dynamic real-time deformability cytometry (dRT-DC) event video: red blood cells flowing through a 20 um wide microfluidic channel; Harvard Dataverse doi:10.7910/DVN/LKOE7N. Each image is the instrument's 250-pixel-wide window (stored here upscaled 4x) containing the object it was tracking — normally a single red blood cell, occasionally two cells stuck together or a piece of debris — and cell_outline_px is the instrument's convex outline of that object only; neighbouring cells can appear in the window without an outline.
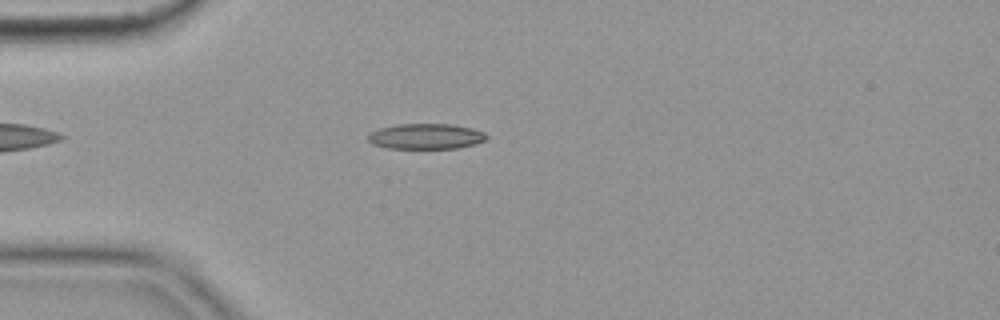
{"species": "common noctule bat (a hibernating species)", "species_latin": "Nyctalus noctula", "temperature_condition": "cold", "stored_images_in_passage": 43, "camera_frame_rate_fps": 3000, "um_per_image_px": 0.085, "animal": {"sex": "female", "body_mass_g": 19.9}, "frame": {"image": 1, "passage_image": 3, "time_ms": 0.667, "image_size_px": [1000, 320], "cell_outline_px": [[488, 140], [476, 144], [456, 148], [388, 148], [372, 144], [368, 140], [368, 132], [380, 128], [396, 124], [452, 124], [472, 128], [484, 132], [488, 136]], "centroid_in_image_um": [36.22, 11.58], "position_along_channel_um": 48.8, "area_um2": 17.74}}
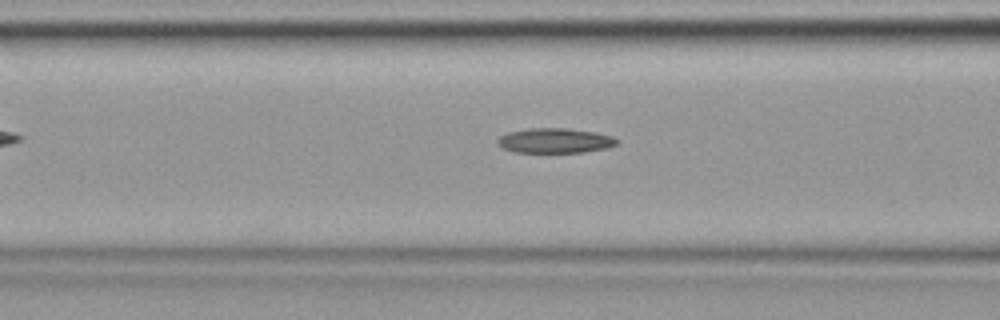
{"frame": {"image": 2, "passage_image": 10, "time_ms": 3.0, "image_size_px": [1000, 320], "cell_outline_px": [[620, 140], [616, 144], [604, 148], [584, 152], [512, 152], [496, 144], [496, 140], [500, 136], [508, 132], [528, 128], [564, 128], [596, 132], [612, 136]], "centroid_in_image_um": [47.13, 11.95], "position_along_channel_um": 119.5, "area_um2": 17.28}}
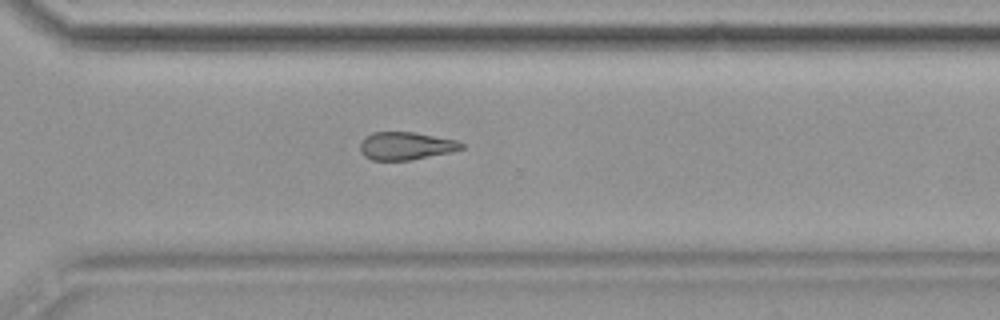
{"frame": {"image": 3, "passage_image": 28, "time_ms": 9.0, "image_size_px": [1000, 320], "cell_outline_px": [[464, 148], [452, 152], [412, 160], [372, 160], [364, 156], [360, 152], [360, 140], [364, 136], [372, 132], [416, 132], [456, 140], [464, 144]], "centroid_in_image_um": [34.48, 12.4], "position_along_channel_um": 336.1, "area_um2": 16.7}, "authors_computed_cell_mechanics": {"area_um2": 17.3978, "velocity_mm_per_s": 3.6156, "shape_relaxation_time_tau1_ms": 4.5491, "shape_relaxation_time_tau2_ms": 6.5083, "deformation_change_tau1": 0.1136, "deformation_change_tau2": 0.155}}